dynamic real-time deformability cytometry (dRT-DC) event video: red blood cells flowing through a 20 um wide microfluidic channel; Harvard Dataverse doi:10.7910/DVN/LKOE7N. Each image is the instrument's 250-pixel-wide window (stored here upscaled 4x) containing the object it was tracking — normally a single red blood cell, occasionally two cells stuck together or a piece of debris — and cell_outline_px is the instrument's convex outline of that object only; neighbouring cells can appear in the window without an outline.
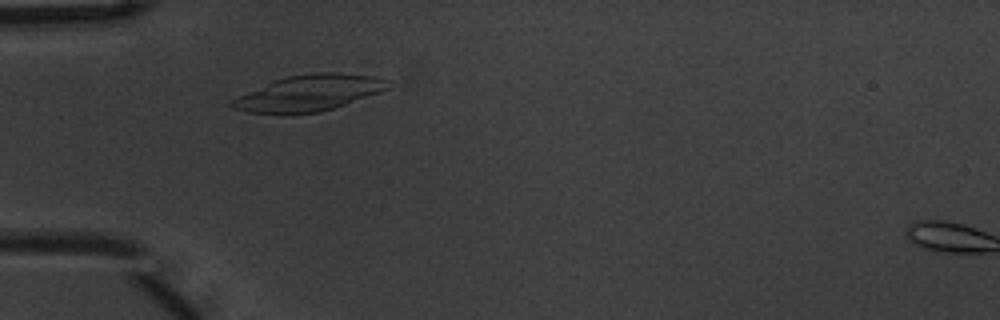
{"species": "common noctule bat (a hibernating species)", "species_latin": "Nyctalus noctula", "temperature_condition": "warm", "stored_images_in_passage": 5, "segment_of_instrument_passage": [1, 2], "camera_frame_rate_fps": 3000, "um_per_image_px": 0.085, "animal": {"sex": "male", "body_mass_g": 20.1, "forearm_length_mm": 53.5}, "frame": {"image": 1, "passage_image": 4, "time_ms": 1.0, "image_size_px": [1000, 320], "cell_outline_px": [[388, 88], [380, 92], [320, 112], [292, 116], [280, 116], [248, 112], [232, 108], [228, 104], [232, 100], [240, 96], [276, 80], [288, 76], [312, 72], [336, 72], [372, 76], [388, 80]], "centroid_in_image_um": [26.22, 7.95], "position_along_channel_um": 58.8, "area_um2": 32.83}}